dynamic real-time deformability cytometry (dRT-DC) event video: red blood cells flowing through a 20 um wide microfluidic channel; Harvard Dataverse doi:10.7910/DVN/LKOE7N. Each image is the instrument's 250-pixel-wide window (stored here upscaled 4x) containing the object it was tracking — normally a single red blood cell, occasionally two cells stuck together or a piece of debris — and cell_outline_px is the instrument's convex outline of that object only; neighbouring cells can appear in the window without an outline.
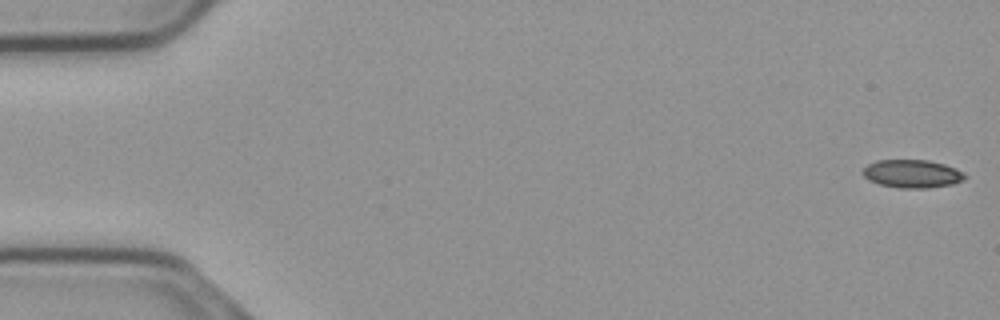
{"species": "common noctule bat (a hibernating species)", "species_latin": "Nyctalus noctula", "temperature_condition": "cold", "stored_images_in_passage": 55, "camera_frame_rate_fps": 3000, "um_per_image_px": 0.085, "animal": {"sex": "male", "body_mass_g": 23.1, "forearm_length_mm": 52.7}, "frame": {"image": 1, "passage_image": 1, "time_ms": 0.0, "image_size_px": [1000, 320], "cell_outline_px": [[964, 180], [952, 184], [928, 188], [900, 188], [880, 184], [868, 180], [860, 172], [868, 164], [876, 160], [928, 160], [944, 164], [956, 168], [964, 172]], "centroid_in_image_um": [77.51, 14.76], "position_along_channel_um": 7.5, "area_um2": 16.76}}
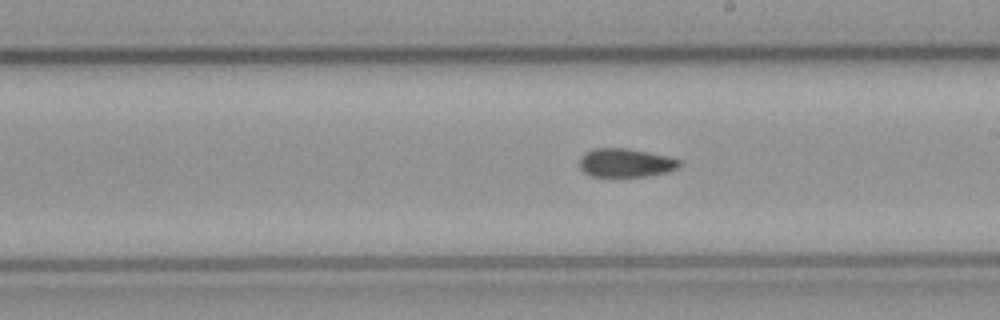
{"frame": {"image": 2, "passage_image": 31, "time_ms": 10.0, "image_size_px": [1000, 320], "cell_outline_px": [[684, 164], [680, 168], [668, 172], [648, 176], [592, 176], [584, 172], [580, 168], [580, 156], [596, 148], [624, 148], [648, 152], [668, 156], [680, 160]], "centroid_in_image_um": [53.25, 13.84], "position_along_channel_um": 235.8, "area_um2": 16.7}}
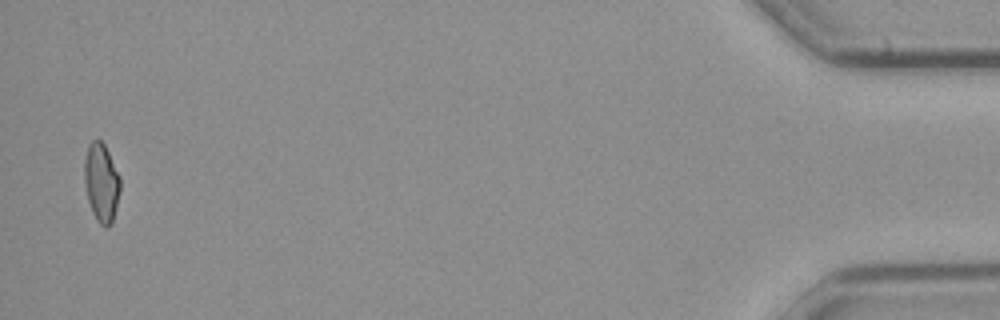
{"frame": {"image": 3, "passage_image": 54, "time_ms": 17.667, "image_size_px": [1000, 320], "cell_outline_px": [[120, 192], [112, 224], [108, 228], [104, 228], [96, 220], [92, 212], [88, 200], [84, 180], [84, 160], [88, 144], [92, 140], [100, 140], [104, 144], [120, 176]], "centroid_in_image_um": [8.62, 15.55], "position_along_channel_um": 426.6, "area_um2": 16.59}, "authors_computed_cell_mechanics": {"area_um2": 17.1088, "velocity_mm_per_s": 3.7375, "shape_relaxation_time_tau1_ms": null, "shape_relaxation_time_tau2_ms": 6.0832, "deformation_change_tau1": null, "deformation_change_tau2": 0.1195}}